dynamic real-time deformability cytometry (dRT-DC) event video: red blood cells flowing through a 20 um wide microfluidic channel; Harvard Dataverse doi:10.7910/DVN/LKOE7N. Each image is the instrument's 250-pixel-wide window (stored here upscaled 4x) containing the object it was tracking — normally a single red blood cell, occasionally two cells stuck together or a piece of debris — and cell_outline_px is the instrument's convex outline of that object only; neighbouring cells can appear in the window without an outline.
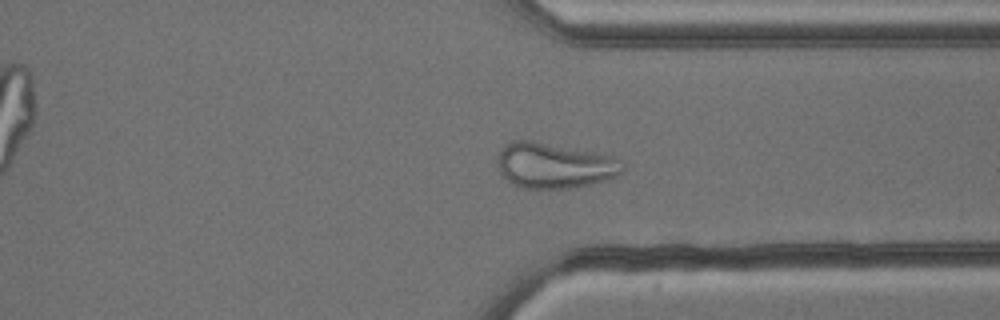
{"species": "common noctule bat (a hibernating species)", "species_latin": "Nyctalus noctula", "temperature_condition": "cold", "stored_images_in_passage": 47, "camera_frame_rate_fps": 3000, "um_per_image_px": 0.085, "animal": {"sex": "male", "body_mass_g": 13.3}, "frame": {"image": 1, "passage_image": 34, "time_ms": 11.0, "image_size_px": [1000, 320], "cell_outline_px": [[624, 172], [616, 176], [604, 180], [572, 188], [524, 188], [508, 180], [500, 172], [500, 148], [504, 144], [512, 140], [532, 140], [596, 152], [608, 156], [624, 164]], "centroid_in_image_um": [47.12, 14.05], "position_along_channel_um": 364.3, "area_um2": 32.66}}
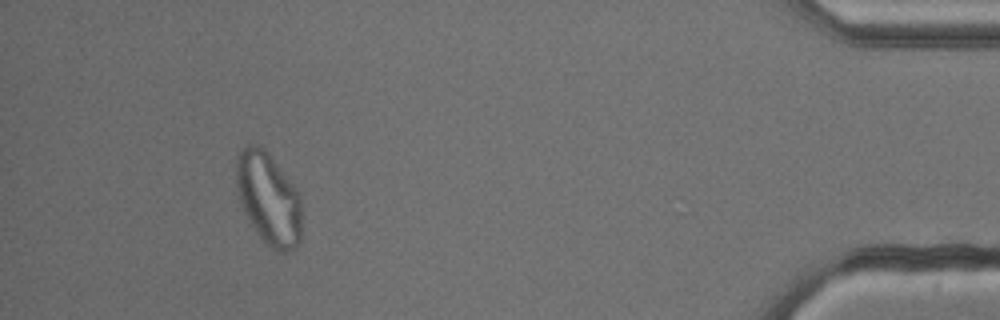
{"frame": {"image": 2, "passage_image": 43, "time_ms": 14.0, "image_size_px": [1000, 320], "cell_outline_px": [[300, 240], [296, 248], [284, 252], [276, 252], [256, 232], [244, 212], [236, 188], [236, 156], [240, 148], [248, 144], [256, 144], [264, 148], [268, 152], [296, 188], [300, 196]], "centroid_in_image_um": [22.8, 16.85], "position_along_channel_um": 412.4, "area_um2": 35.2}}